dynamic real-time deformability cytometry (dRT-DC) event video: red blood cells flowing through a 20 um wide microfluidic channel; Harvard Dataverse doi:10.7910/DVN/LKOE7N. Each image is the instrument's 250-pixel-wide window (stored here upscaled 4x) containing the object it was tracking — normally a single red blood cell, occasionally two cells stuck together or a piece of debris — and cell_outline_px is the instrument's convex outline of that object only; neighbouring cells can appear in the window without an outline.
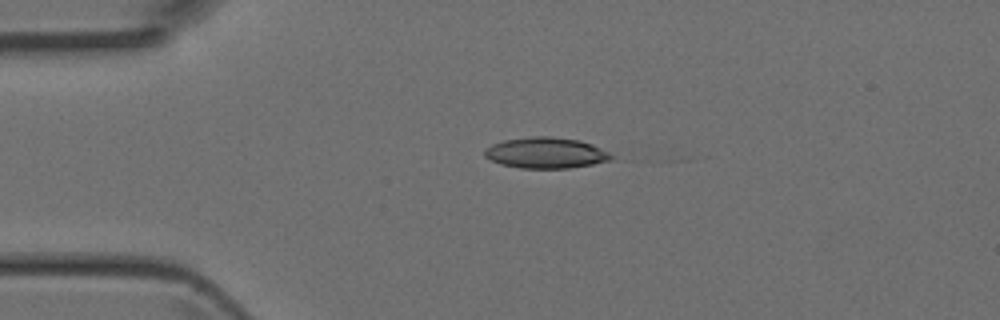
{"species": "Egyptian fruit bat (a non-hibernating species)", "species_latin": "Rousettus aegyptiacus", "temperature_condition": "room temperature", "stored_images_in_passage": 2, "camera_frame_rate_fps": 3000, "um_per_image_px": 0.085, "animal": {"sex": "female"}, "frame": {"image": 1, "passage_image": 1, "time_ms": 0.0, "image_size_px": [1000, 320], "cell_outline_px": [[624, 160], [568, 168], [520, 168], [500, 164], [484, 156], [484, 152], [492, 144], [504, 140], [532, 136], [552, 136], [580, 140], [592, 144], [612, 152]], "centroid_in_image_um": [46.59, 13.0], "position_along_channel_um": 38.4, "area_um2": 23.52}}